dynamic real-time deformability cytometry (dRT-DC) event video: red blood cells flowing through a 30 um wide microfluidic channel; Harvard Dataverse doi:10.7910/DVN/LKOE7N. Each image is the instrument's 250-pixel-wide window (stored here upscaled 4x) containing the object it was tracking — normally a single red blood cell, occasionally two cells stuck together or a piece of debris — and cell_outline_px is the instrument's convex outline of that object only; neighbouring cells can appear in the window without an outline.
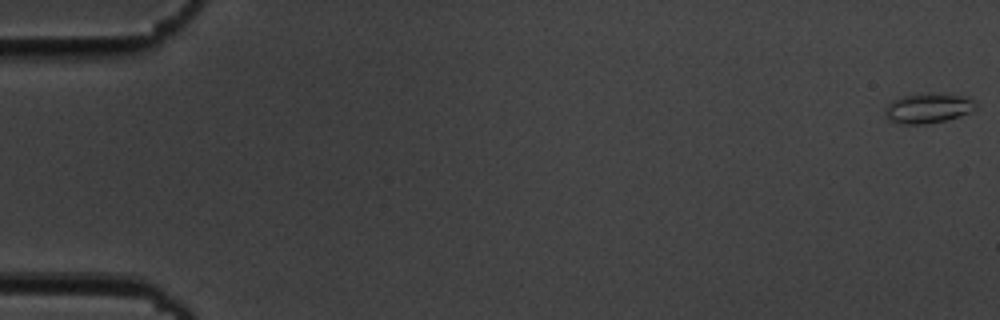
{"species": "common noctule bat (a hibernating species)", "species_latin": "Nyctalus noctula", "temperature_condition": "cold", "stored_images_in_passage": 55, "camera_frame_rate_fps": 3000, "um_per_image_px": 0.085, "animal": {"sex": "male", "body_mass_g": 19.5, "forearm_length_mm": 54.6}, "frame": {"image": 1, "passage_image": 1, "time_ms": 0.0, "image_size_px": [1000, 320], "cell_outline_px": [[976, 108], [960, 116], [944, 120], [924, 124], [904, 124], [888, 120], [884, 112], [884, 108], [892, 100], [900, 96], [968, 96], [976, 104]], "centroid_in_image_um": [78.83, 9.24], "position_along_channel_um": 6.2, "area_um2": 14.97}}
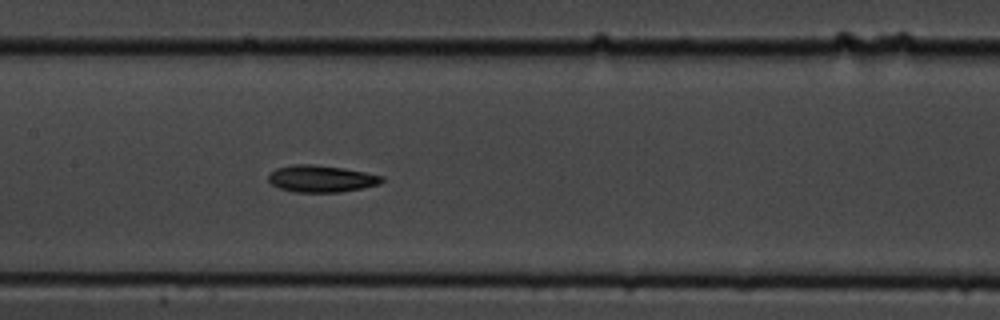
{"frame": {"image": 2, "passage_image": 27, "time_ms": 8.667, "image_size_px": [1000, 320], "cell_outline_px": [[384, 180], [380, 184], [340, 192], [296, 192], [280, 188], [272, 184], [268, 180], [268, 172], [276, 168], [292, 164], [312, 164], [344, 168], [384, 176]], "centroid_in_image_um": [27.28, 15.18], "position_along_channel_um": 180.1, "area_um2": 17.8}}
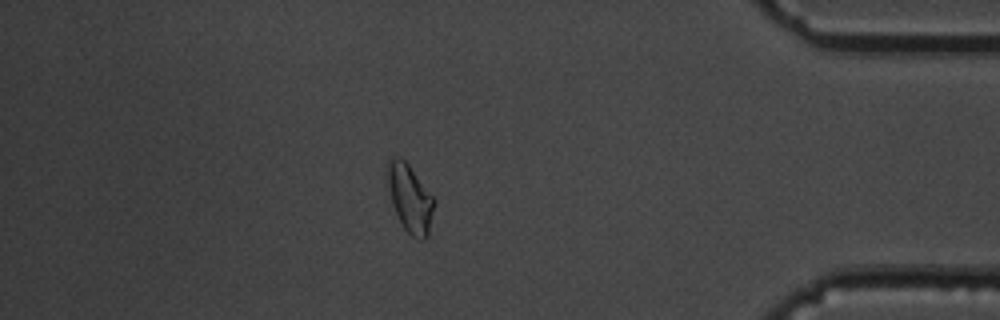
{"frame": {"image": 3, "passage_image": 48, "time_ms": 15.667, "image_size_px": [1000, 320], "cell_outline_px": [[436, 200], [428, 236], [424, 240], [420, 240], [412, 236], [404, 228], [392, 204], [388, 184], [388, 160], [392, 156], [400, 156], [408, 164]], "centroid_in_image_um": [34.87, 16.86], "position_along_channel_um": 400.3, "area_um2": 18.26}, "authors_computed_cell_mechanics": {"area_um2": 17.34, "velocity_mm_per_s": 3.6432, "shape_relaxation_time_tau1_ms": 5.4663, "shape_relaxation_time_tau2_ms": 5.9548, "deformation_change_tau1": 0.1442, "deformation_change_tau2": 0.1375}}